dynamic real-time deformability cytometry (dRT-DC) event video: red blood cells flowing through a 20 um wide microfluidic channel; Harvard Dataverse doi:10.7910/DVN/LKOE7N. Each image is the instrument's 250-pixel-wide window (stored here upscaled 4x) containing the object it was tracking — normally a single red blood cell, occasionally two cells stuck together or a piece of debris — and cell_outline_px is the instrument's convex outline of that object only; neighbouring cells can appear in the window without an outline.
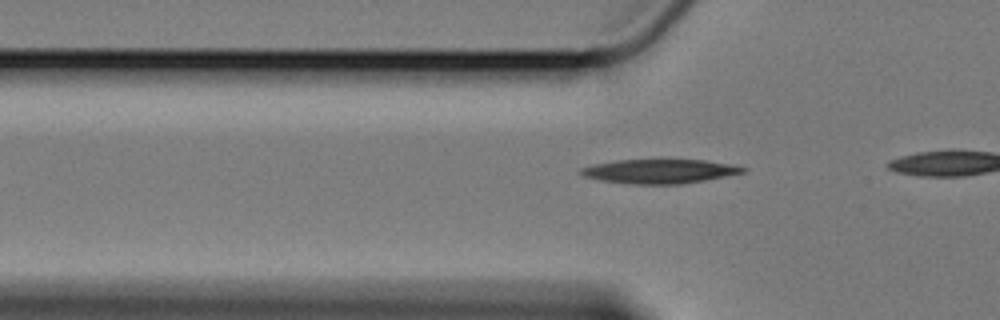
{"species": "Egyptian fruit bat (a non-hibernating species)", "species_latin": "Rousettus aegyptiacus", "temperature_condition": "cold", "stored_images_in_passage": 8, "camera_frame_rate_fps": 3000, "um_per_image_px": 0.085, "animal": {"sex": "female"}, "frame": {"image": 1, "passage_image": 2, "time_ms": 0.333, "image_size_px": [1000, 320], "cell_outline_px": [[748, 168], [744, 172], [704, 180], [680, 184], [632, 184], [600, 180], [584, 176], [576, 172], [580, 168], [592, 164], [616, 160], [704, 160], [728, 164]], "centroid_in_image_um": [55.98, 14.56], "position_along_channel_um": 69.8, "area_um2": 22.66}}
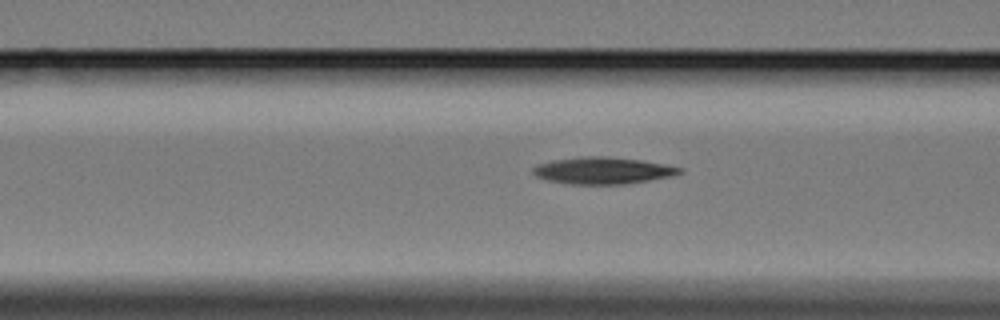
{"frame": {"image": 2, "passage_image": 6, "time_ms": 1.667, "image_size_px": [1000, 320], "cell_outline_px": [[684, 172], [668, 176], [648, 180], [624, 184], [568, 184], [548, 180], [536, 176], [532, 172], [532, 168], [536, 164], [552, 160], [584, 156], [608, 156], [644, 160], [684, 168]], "centroid_in_image_um": [51.22, 14.48], "position_along_channel_um": 115.4, "area_um2": 23.0}}